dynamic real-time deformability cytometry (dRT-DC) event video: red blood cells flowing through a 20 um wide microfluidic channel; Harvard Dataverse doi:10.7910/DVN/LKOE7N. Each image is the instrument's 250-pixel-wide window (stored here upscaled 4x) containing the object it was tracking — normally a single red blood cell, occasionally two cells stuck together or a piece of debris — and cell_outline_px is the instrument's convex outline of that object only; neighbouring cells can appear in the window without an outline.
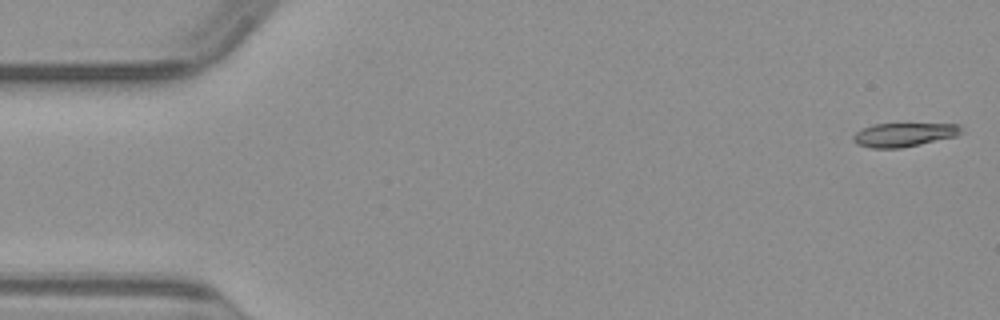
{"species": "common noctule bat (a hibernating species)", "species_latin": "Nyctalus noctula", "temperature_condition": "warm", "stored_images_in_passage": 9, "camera_frame_rate_fps": 3000, "um_per_image_px": 0.085, "animal": {"sex": "male", "body_mass_g": 23.1, "forearm_length_mm": 52.7}, "frame": {"image": 1, "passage_image": 1, "time_ms": 0.0, "image_size_px": [1000, 320], "cell_outline_px": [[964, 132], [956, 136], [920, 144], [900, 148], [872, 148], [856, 144], [852, 140], [852, 136], [856, 132], [872, 124], [960, 124]], "centroid_in_image_um": [76.83, 11.45], "position_along_channel_um": 8.2, "area_um2": 14.97}}